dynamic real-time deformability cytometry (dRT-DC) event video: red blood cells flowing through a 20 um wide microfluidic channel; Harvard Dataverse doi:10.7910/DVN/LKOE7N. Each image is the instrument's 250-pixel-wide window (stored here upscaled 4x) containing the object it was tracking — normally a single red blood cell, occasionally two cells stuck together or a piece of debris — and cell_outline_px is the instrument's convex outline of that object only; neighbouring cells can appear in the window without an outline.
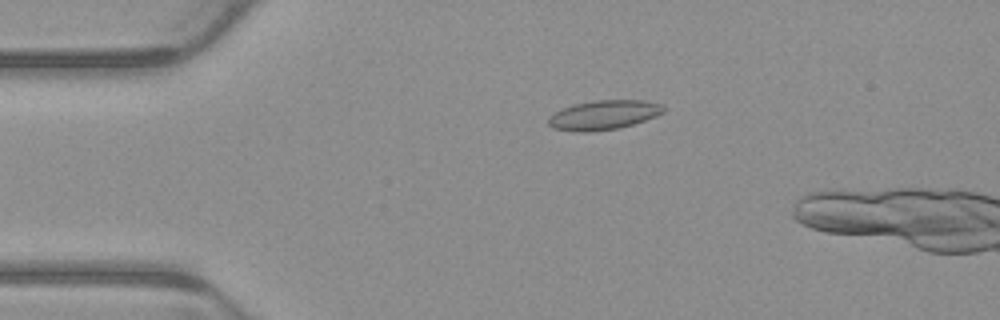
{"species": "common noctule bat (a hibernating species)", "species_latin": "Nyctalus noctula", "temperature_condition": "warm", "stored_images_in_passage": 2, "camera_frame_rate_fps": 3000, "um_per_image_px": 0.085, "animal": {"sex": "male", "body_mass_g": 23.1, "forearm_length_mm": 52.7}, "frame": {"image": 1, "passage_image": 2, "time_ms": 0.333, "image_size_px": [1000, 320], "cell_outline_px": [[664, 112], [656, 116], [632, 124], [616, 128], [592, 132], [576, 132], [552, 128], [548, 124], [548, 120], [556, 112], [572, 104], [596, 100], [640, 100], [660, 104], [664, 108]], "centroid_in_image_um": [51.29, 9.78], "position_along_channel_um": 33.7, "area_um2": 19.48}}